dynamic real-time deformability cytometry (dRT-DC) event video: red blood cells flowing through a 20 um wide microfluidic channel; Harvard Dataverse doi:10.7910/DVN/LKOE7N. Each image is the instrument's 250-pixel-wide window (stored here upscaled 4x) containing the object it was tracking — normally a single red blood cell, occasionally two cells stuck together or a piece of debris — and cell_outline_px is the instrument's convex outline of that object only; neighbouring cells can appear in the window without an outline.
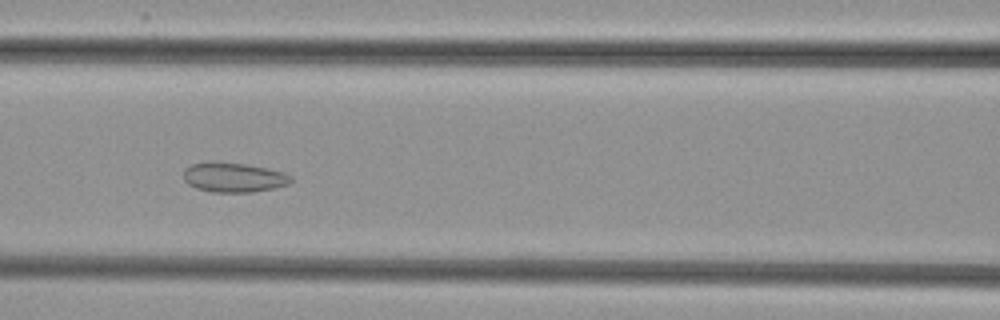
{"species": "common noctule bat (a hibernating species)", "species_latin": "Nyctalus noctula", "temperature_condition": "cold", "stored_images_in_passage": 51, "camera_frame_rate_fps": 3000, "um_per_image_px": 0.085, "animal": {"sex": "female", "body_mass_g": 29.2, "forearm_length_mm": 56.3}, "frame": {"image": 1, "passage_image": 21, "time_ms": 6.667, "image_size_px": [1000, 320], "cell_outline_px": [[292, 180], [288, 184], [272, 188], [252, 192], [212, 192], [196, 188], [188, 184], [184, 180], [184, 168], [192, 164], [208, 160], [216, 160], [244, 164], [268, 168], [284, 172], [292, 176]], "centroid_in_image_um": [19.82, 15.05], "position_along_channel_um": 146.8, "area_um2": 18.84}}
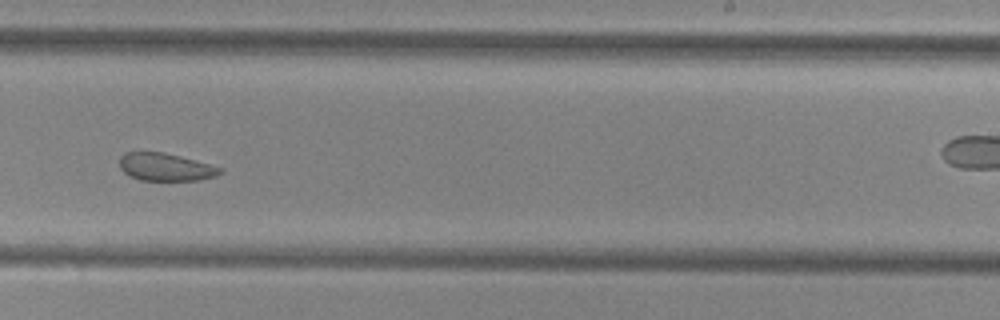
{"frame": {"image": 2, "passage_image": 31, "time_ms": 10.0, "image_size_px": [1000, 320], "cell_outline_px": [[224, 172], [216, 176], [200, 180], [140, 180], [128, 176], [120, 168], [120, 156], [124, 152], [164, 152], [180, 156], [224, 168]], "centroid_in_image_um": [14.08, 14.2], "position_along_channel_um": 274.9, "area_um2": 16.36}}
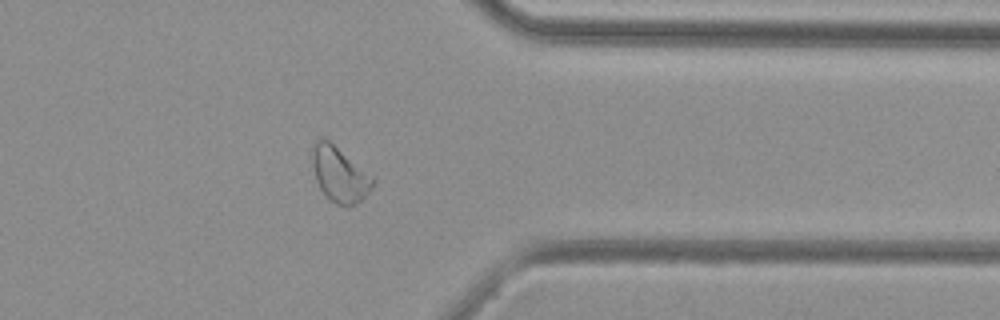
{"frame": {"image": 3, "passage_image": 40, "time_ms": 13.0, "image_size_px": [1000, 320], "cell_outline_px": [[376, 180], [372, 188], [356, 204], [348, 208], [344, 208], [336, 204], [320, 188], [316, 180], [312, 164], [312, 148], [316, 140], [328, 140], [372, 176]], "centroid_in_image_um": [28.87, 14.86], "position_along_channel_um": 382.5, "area_um2": 19.07}}